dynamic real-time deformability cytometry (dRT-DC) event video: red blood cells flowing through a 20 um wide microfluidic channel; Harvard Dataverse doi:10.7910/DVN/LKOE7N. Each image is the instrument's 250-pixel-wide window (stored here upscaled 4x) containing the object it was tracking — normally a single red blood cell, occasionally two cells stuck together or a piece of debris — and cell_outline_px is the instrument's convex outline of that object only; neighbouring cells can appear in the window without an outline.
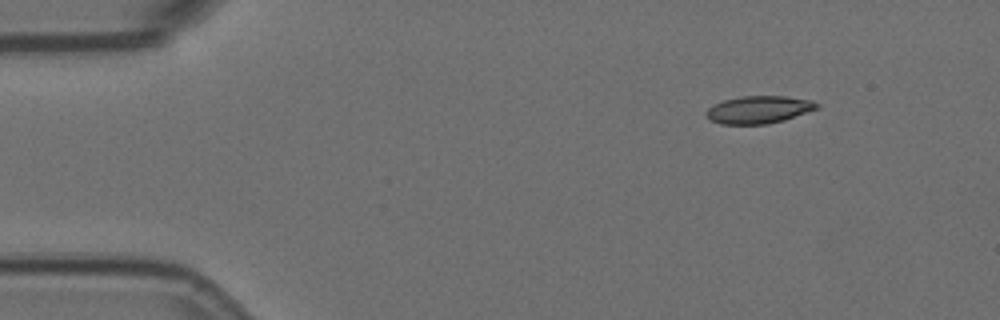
{"species": "Egyptian fruit bat (a non-hibernating species)", "species_latin": "Rousettus aegyptiacus", "temperature_condition": "room temperature", "stored_images_in_passage": 4, "camera_frame_rate_fps": 3000, "um_per_image_px": 0.085, "animal": {"sex": "female"}, "frame": {"image": 1, "passage_image": 1, "time_ms": 0.0, "image_size_px": [1000, 320], "cell_outline_px": [[820, 108], [784, 120], [768, 124], [720, 124], [712, 120], [704, 112], [712, 104], [724, 100], [740, 96], [788, 96], [812, 100], [820, 104]], "centroid_in_image_um": [64.53, 9.31], "position_along_channel_um": 20.5, "area_um2": 17.92}}
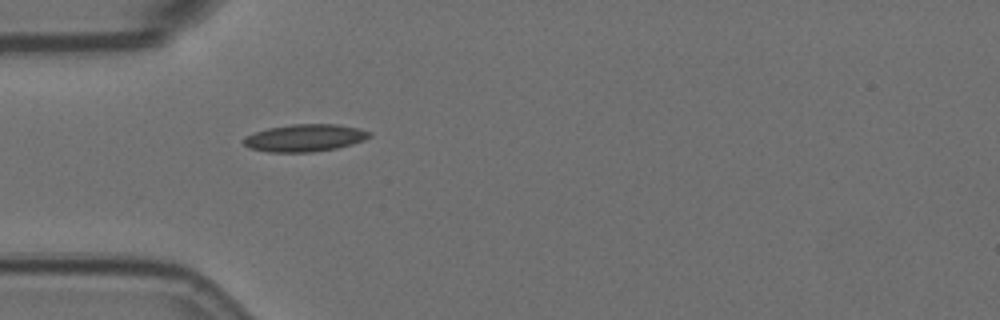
{"frame": {"image": 2, "passage_image": 4, "time_ms": 1.0, "image_size_px": [1000, 320], "cell_outline_px": [[372, 136], [364, 140], [352, 144], [336, 148], [312, 152], [268, 152], [248, 148], [244, 144], [244, 136], [268, 128], [292, 124], [336, 124], [360, 128], [372, 132]], "centroid_in_image_um": [25.93, 11.72], "position_along_channel_um": 59.1, "area_um2": 20.11}}